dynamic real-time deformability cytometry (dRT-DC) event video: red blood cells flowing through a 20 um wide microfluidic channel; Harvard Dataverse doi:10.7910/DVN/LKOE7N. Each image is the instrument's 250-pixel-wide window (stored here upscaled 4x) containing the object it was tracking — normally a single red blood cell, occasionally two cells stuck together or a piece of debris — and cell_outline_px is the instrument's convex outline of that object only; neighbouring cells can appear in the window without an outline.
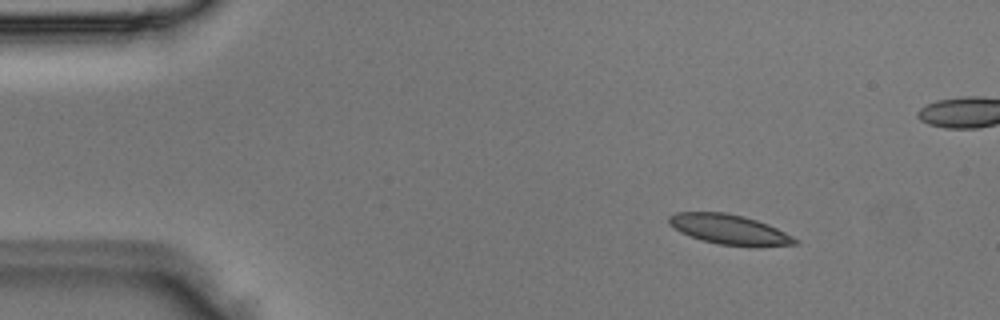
{"species": "Egyptian fruit bat (a non-hibernating species)", "species_latin": "Rousettus aegyptiacus", "temperature_condition": "room temperature", "stored_images_in_passage": 5, "camera_frame_rate_fps": 3000, "um_per_image_px": 0.085, "animal": {"sex": "male"}, "frame": {"image": 1, "passage_image": 2, "time_ms": 0.333, "image_size_px": [1000, 320], "cell_outline_px": [[800, 240], [796, 244], [720, 244], [704, 240], [680, 232], [668, 224], [668, 216], [676, 212], [728, 212], [744, 216], [768, 224]], "centroid_in_image_um": [61.9, 19.44], "position_along_channel_um": 23.1, "area_um2": 21.1}}